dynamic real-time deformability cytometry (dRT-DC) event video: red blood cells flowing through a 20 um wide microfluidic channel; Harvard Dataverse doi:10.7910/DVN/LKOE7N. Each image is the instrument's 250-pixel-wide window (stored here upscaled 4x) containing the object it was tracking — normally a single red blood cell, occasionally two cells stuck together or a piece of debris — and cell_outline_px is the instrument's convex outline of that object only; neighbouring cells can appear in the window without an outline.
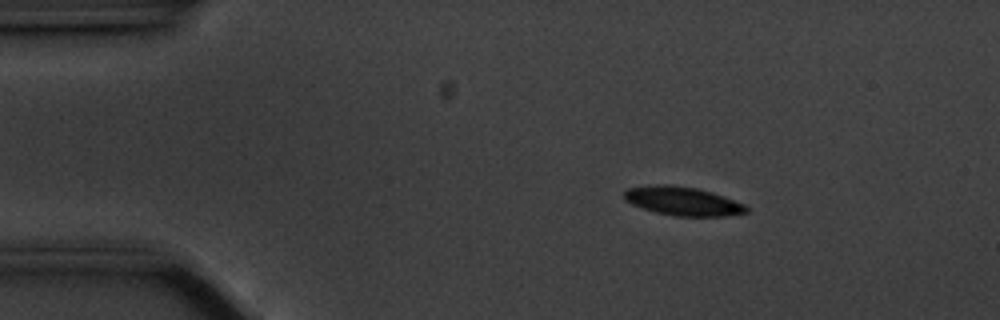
{"species": "common noctule bat (a hibernating species)", "species_latin": "Nyctalus noctula", "temperature_condition": "cold", "stored_images_in_passage": 48, "camera_frame_rate_fps": 3000, "um_per_image_px": 0.085, "animal": {"sex": "male", "body_mass_g": 20.1, "forearm_length_mm": 53.5}, "frame": {"image": 1, "passage_image": 1, "time_ms": 0.0, "image_size_px": [1000, 320], "cell_outline_px": [[748, 212], [724, 216], [676, 216], [656, 212], [632, 204], [624, 200], [624, 192], [628, 188], [656, 184], [668, 184], [696, 188], [712, 192], [724, 196], [744, 204], [748, 208]], "centroid_in_image_um": [58.03, 17.09], "position_along_channel_um": 27.0, "area_um2": 20.35}}
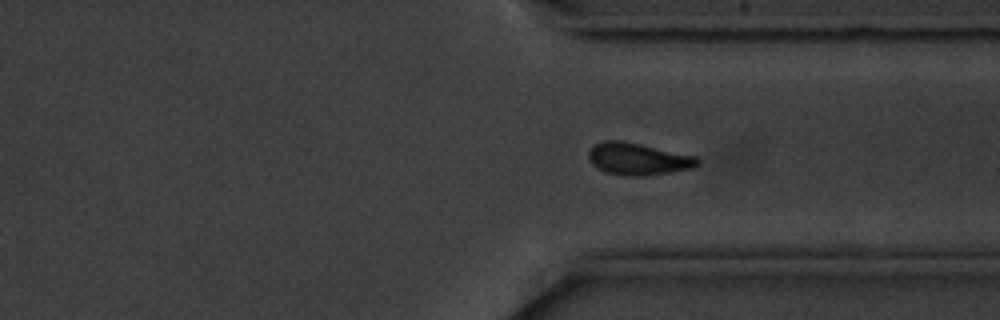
{"frame": {"image": 2, "passage_image": 34, "time_ms": 11.0, "image_size_px": [1000, 320], "cell_outline_px": [[700, 164], [692, 168], [672, 172], [644, 176], [624, 176], [604, 172], [596, 168], [592, 164], [588, 156], [588, 152], [596, 144], [604, 140], [620, 140], [640, 144], [696, 156], [700, 160]], "centroid_in_image_um": [54.23, 13.52], "position_along_channel_um": 357.2, "area_um2": 20.46}}
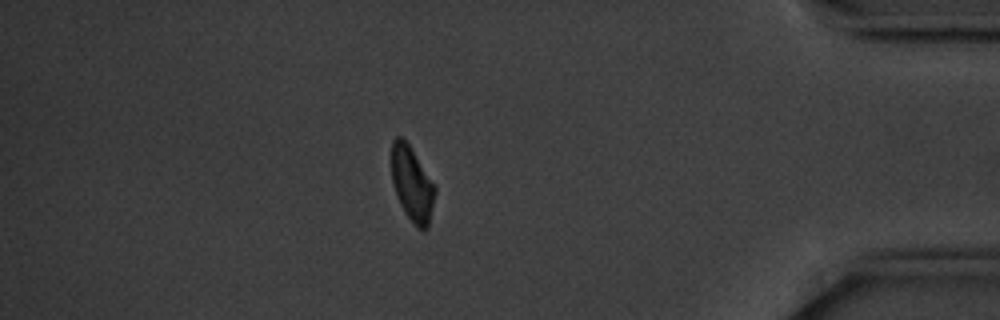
{"frame": {"image": 3, "passage_image": 41, "time_ms": 13.333, "image_size_px": [1000, 320], "cell_outline_px": [[436, 192], [428, 228], [416, 228], [404, 212], [400, 204], [392, 180], [392, 140], [396, 136], [400, 136], [408, 144], [436, 184]], "centroid_in_image_um": [35.05, 15.65], "position_along_channel_um": 400.2, "area_um2": 18.9}}